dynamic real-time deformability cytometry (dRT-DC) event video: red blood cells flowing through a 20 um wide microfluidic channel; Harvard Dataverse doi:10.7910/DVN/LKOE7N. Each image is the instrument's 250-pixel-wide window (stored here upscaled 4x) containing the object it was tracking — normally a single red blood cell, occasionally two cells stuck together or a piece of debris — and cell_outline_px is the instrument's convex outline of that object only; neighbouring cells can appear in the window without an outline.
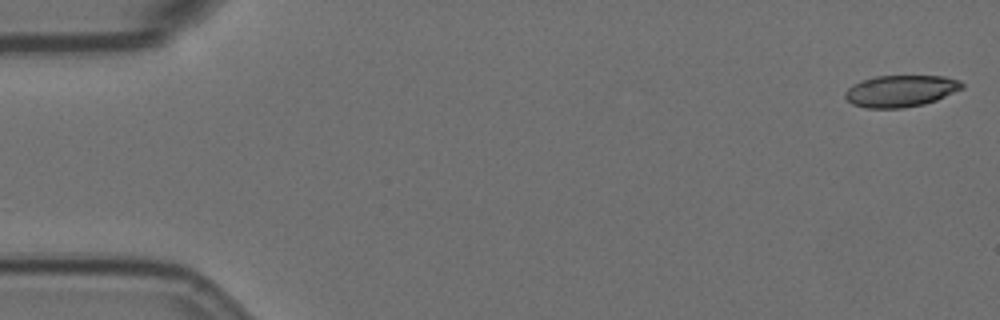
{"species": "Egyptian fruit bat (a non-hibernating species)", "species_latin": "Rousettus aegyptiacus", "temperature_condition": "room temperature", "stored_images_in_passage": 57, "camera_frame_rate_fps": 3000, "um_per_image_px": 0.085, "animal": {"sex": "female"}, "frame": {"image": 1, "passage_image": 1, "time_ms": 0.0, "image_size_px": [1000, 320], "cell_outline_px": [[964, 88], [936, 100], [924, 104], [904, 108], [864, 108], [852, 104], [844, 96], [844, 92], [852, 84], [860, 80], [876, 76], [944, 76], [960, 80], [964, 84]], "centroid_in_image_um": [76.54, 7.73], "position_along_channel_um": 8.5, "area_um2": 21.79}}
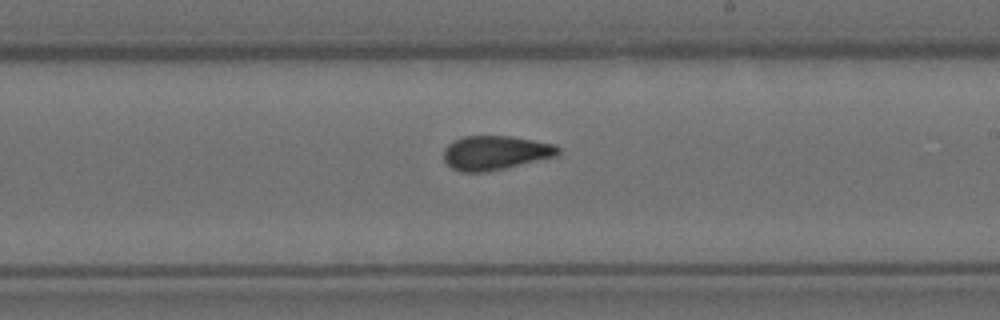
{"frame": {"image": 2, "passage_image": 33, "time_ms": 10.667, "image_size_px": [1000, 320], "cell_outline_px": [[560, 152], [556, 156], [504, 168], [484, 172], [460, 172], [452, 168], [444, 160], [444, 148], [452, 140], [464, 136], [512, 136], [556, 144], [560, 148]], "centroid_in_image_um": [42.09, 12.97], "position_along_channel_um": 246.9, "area_um2": 22.83}}
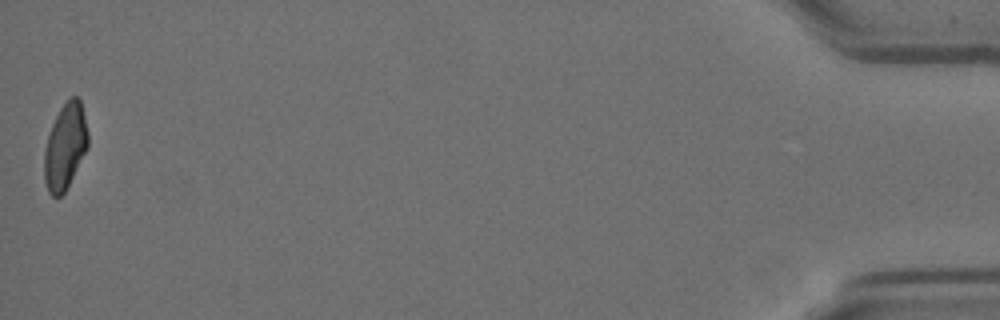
{"frame": {"image": 3, "passage_image": 57, "time_ms": 18.667, "image_size_px": [1000, 320], "cell_outline_px": [[88, 148], [64, 192], [60, 196], [52, 196], [48, 192], [44, 180], [44, 148], [52, 124], [60, 108], [68, 96], [76, 96], [80, 100], [88, 132]], "centroid_in_image_um": [5.53, 12.43], "position_along_channel_um": 429.7, "area_um2": 21.85}, "authors_computed_cell_mechanics": {"area_um2": 22.7154, "velocity_mm_per_s": 3.5108, "shape_relaxation_time_tau1_ms": 7.0358, "shape_relaxation_time_tau2_ms": 1.5534, "deformation_change_tau1": 0.1723, "deformation_change_tau2": 0.0828}}